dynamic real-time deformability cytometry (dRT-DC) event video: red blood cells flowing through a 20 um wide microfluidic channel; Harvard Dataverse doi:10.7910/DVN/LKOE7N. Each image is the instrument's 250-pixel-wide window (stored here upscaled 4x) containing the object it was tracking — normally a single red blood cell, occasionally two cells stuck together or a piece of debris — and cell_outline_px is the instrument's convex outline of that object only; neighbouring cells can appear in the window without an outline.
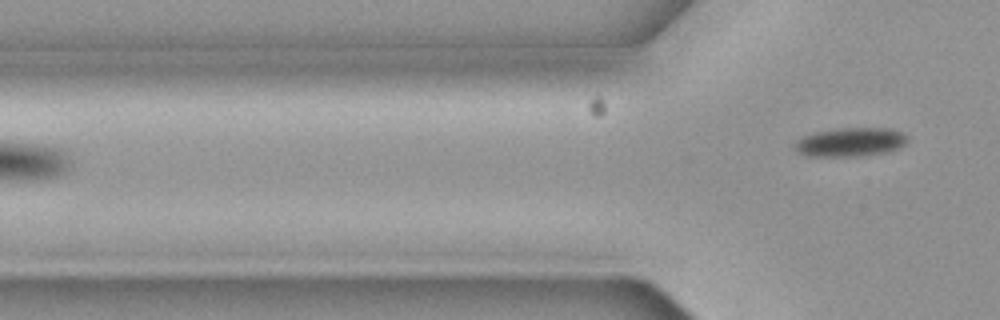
{"species": "common noctule bat (a hibernating species)", "species_latin": "Nyctalus noctula", "temperature_condition": "cold", "stored_images_in_passage": 2, "camera_frame_rate_fps": 3000, "um_per_image_px": 0.085, "animal": {"sex": "female", "body_mass_g": 19.3, "forearm_length_mm": 54.1}, "frame": {"image": 1, "passage_image": 2, "time_ms": 0.333, "image_size_px": [1000, 320], "cell_outline_px": [[908, 136], [904, 144], [896, 148], [884, 152], [856, 156], [808, 156], [796, 152], [792, 144], [796, 140], [804, 136], [816, 132], [836, 128], [888, 128], [900, 132]], "centroid_in_image_um": [72.2, 12.07], "position_along_channel_um": 53.6, "area_um2": 18.79}}